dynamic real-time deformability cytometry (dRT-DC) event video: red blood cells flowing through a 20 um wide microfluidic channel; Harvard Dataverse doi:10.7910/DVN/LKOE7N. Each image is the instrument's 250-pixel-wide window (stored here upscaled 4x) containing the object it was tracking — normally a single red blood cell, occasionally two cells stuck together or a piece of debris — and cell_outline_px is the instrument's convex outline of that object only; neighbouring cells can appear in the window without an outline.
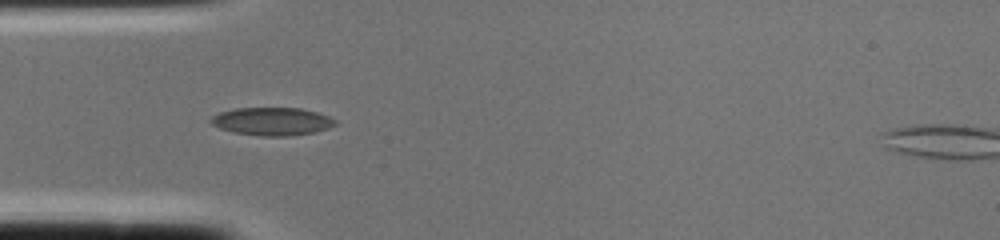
{"species": "common noctule bat (a hibernating species)", "species_latin": "Nyctalus noctula", "temperature_condition": "cold", "stored_images_in_passage": 2, "camera_frame_rate_fps": 3000, "um_per_image_px": 0.085, "animal": {"sex": "female", "body_mass_g": 22.0, "forearm_length_mm": 56.7}, "frame": {"image": 1, "passage_image": 2, "time_ms": 0.333, "image_size_px": [1000, 240], "cell_outline_px": [[336, 124], [328, 128], [312, 132], [288, 136], [264, 136], [232, 132], [220, 128], [212, 124], [208, 120], [212, 116], [220, 112], [236, 108], [300, 108], [316, 112], [328, 116], [336, 120]], "centroid_in_image_um": [23.09, 10.31], "position_along_channel_um": 61.9, "area_um2": 20.11}}